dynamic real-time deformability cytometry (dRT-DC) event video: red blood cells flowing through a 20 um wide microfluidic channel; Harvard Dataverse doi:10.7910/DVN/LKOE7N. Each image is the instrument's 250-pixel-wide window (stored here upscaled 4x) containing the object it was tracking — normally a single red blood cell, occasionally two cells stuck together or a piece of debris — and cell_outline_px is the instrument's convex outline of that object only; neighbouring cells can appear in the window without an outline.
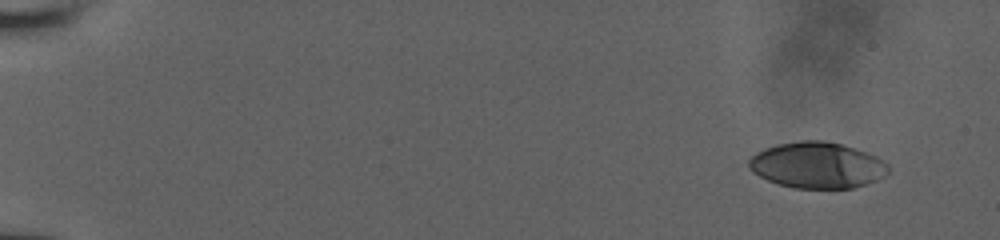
{"species": "human", "species_latin": "Homo sapiens", "temperature_condition": "room temperature", "stored_images_in_passage": 15, "camera_frame_rate_fps": 3000, "um_per_image_px": 0.085, "donor": {"sex": "male"}, "frame": {"image": 1, "passage_image": 1, "time_ms": 0.0, "image_size_px": [1000, 240], "cell_outline_px": [[888, 172], [884, 176], [876, 180], [852, 188], [796, 188], [780, 184], [768, 180], [752, 172], [748, 168], [748, 160], [756, 152], [764, 148], [776, 144], [800, 140], [824, 140], [840, 144], [876, 156], [884, 160], [888, 164]], "centroid_in_image_um": [69.43, 14.03], "position_along_channel_um": 15.6, "area_um2": 37.34}}
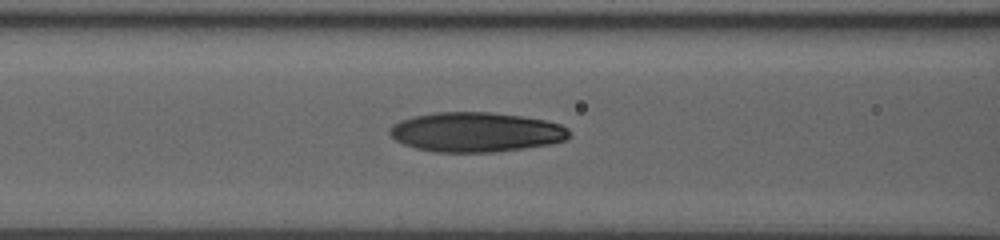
{"frame": {"image": 2, "passage_image": 13, "time_ms": 7.0, "image_size_px": [1000, 240], "cell_outline_px": [[568, 140], [552, 144], [496, 152], [432, 152], [416, 148], [404, 144], [396, 140], [388, 132], [388, 128], [392, 124], [400, 120], [412, 116], [436, 112], [488, 112], [520, 116], [544, 120], [560, 124], [568, 128]], "centroid_in_image_um": [40.43, 11.23], "position_along_channel_um": 126.2, "area_um2": 41.67}}
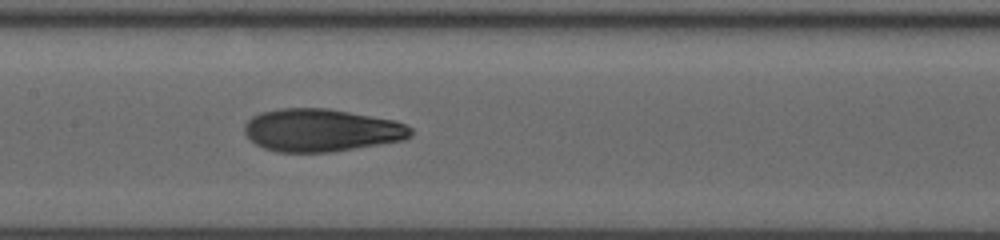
{"frame": {"image": 3, "passage_image": 15, "time_ms": 8.333, "image_size_px": [1000, 240], "cell_outline_px": [[412, 136], [404, 140], [332, 152], [276, 152], [264, 148], [248, 140], [244, 132], [244, 124], [252, 116], [260, 112], [280, 108], [328, 108], [396, 120], [412, 128]], "centroid_in_image_um": [27.29, 11.07], "position_along_channel_um": 180.1, "area_um2": 41.79}}